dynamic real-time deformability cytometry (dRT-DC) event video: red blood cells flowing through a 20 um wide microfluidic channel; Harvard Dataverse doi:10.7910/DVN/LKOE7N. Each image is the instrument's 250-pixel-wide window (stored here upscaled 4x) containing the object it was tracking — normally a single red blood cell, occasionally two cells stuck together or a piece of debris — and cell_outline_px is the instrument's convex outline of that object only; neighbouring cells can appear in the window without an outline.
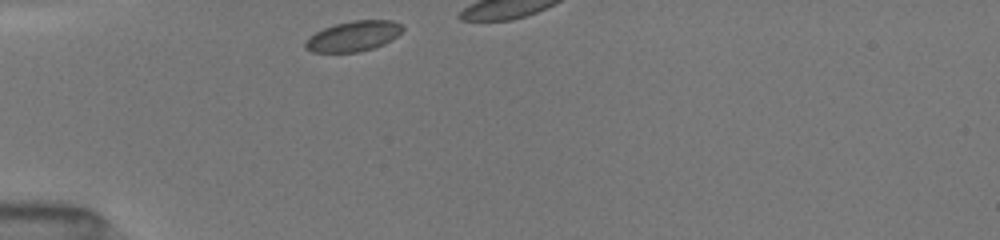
{"species": "common noctule bat (a hibernating species)", "species_latin": "Nyctalus noctula", "temperature_condition": "room temperature", "stored_images_in_passage": 6, "camera_frame_rate_fps": 3000, "um_per_image_px": 0.085, "animal": {"sex": "female", "body_mass_g": 19.5, "forearm_length_mm": 54.1}, "frame": {"image": 1, "passage_image": 1, "time_ms": 0.0, "image_size_px": [1000, 240], "cell_outline_px": [[404, 28], [392, 40], [384, 44], [360, 52], [312, 52], [304, 48], [304, 44], [308, 36], [324, 28], [336, 24], [352, 20], [392, 20], [400, 24]], "centroid_in_image_um": [30.02, 3.08], "position_along_channel_um": 55.0, "area_um2": 17.17}}